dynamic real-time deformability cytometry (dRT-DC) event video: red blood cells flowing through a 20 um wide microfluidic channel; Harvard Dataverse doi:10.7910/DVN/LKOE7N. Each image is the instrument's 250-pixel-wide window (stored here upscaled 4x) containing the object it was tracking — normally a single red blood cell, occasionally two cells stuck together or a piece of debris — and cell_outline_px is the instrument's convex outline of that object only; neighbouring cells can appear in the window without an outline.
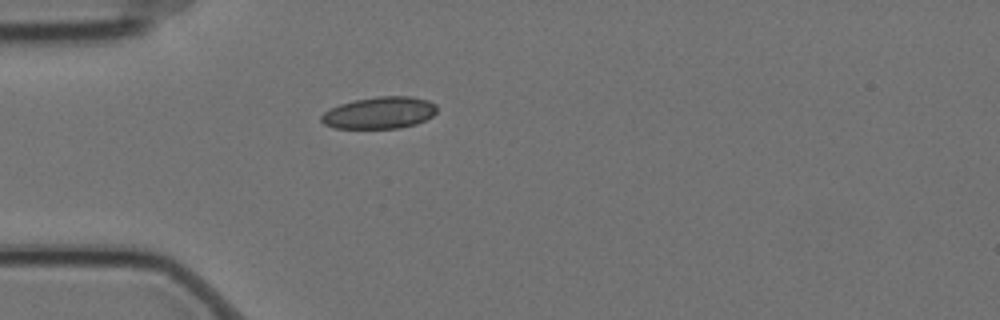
{"species": "Egyptian fruit bat (a non-hibernating species)", "species_latin": "Rousettus aegyptiacus", "temperature_condition": "cold", "stored_images_in_passage": 3, "camera_frame_rate_fps": 3000, "um_per_image_px": 0.085, "animal": {"sex": "female"}, "frame": {"image": 1, "passage_image": 3, "time_ms": 0.667, "image_size_px": [1000, 320], "cell_outline_px": [[436, 112], [432, 116], [416, 124], [400, 128], [336, 128], [324, 124], [320, 120], [320, 116], [324, 112], [340, 104], [356, 100], [376, 96], [412, 96], [428, 100], [436, 104]], "centroid_in_image_um": [32.27, 9.58], "position_along_channel_um": 52.7, "area_um2": 21.44}}